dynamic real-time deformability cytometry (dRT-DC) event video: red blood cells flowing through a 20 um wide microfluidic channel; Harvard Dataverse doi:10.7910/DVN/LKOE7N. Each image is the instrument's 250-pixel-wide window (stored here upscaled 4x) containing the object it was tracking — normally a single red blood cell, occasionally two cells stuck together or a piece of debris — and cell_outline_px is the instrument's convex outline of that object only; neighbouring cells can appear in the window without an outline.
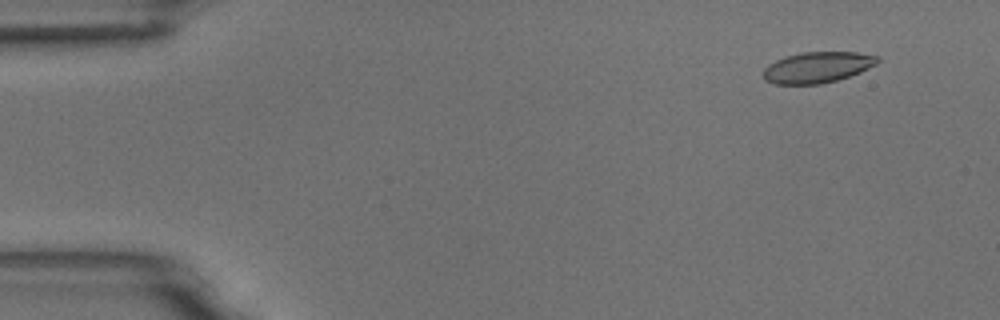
{"species": "common noctule bat (a hibernating species)", "species_latin": "Nyctalus noctula", "temperature_condition": "room temperature", "stored_images_in_passage": 15, "camera_frame_rate_fps": 3000, "um_per_image_px": 0.085, "animal": {"sex": "male", "body_mass_g": 18.8}, "frame": {"image": 1, "passage_image": 5, "time_ms": 1.333, "image_size_px": [1000, 320], "cell_outline_px": [[880, 60], [876, 64], [860, 72], [836, 80], [820, 84], [772, 84], [764, 80], [764, 68], [768, 64], [784, 56], [800, 52], [856, 52], [880, 56]], "centroid_in_image_um": [69.46, 5.71], "position_along_channel_um": 15.5, "area_um2": 20.69}}